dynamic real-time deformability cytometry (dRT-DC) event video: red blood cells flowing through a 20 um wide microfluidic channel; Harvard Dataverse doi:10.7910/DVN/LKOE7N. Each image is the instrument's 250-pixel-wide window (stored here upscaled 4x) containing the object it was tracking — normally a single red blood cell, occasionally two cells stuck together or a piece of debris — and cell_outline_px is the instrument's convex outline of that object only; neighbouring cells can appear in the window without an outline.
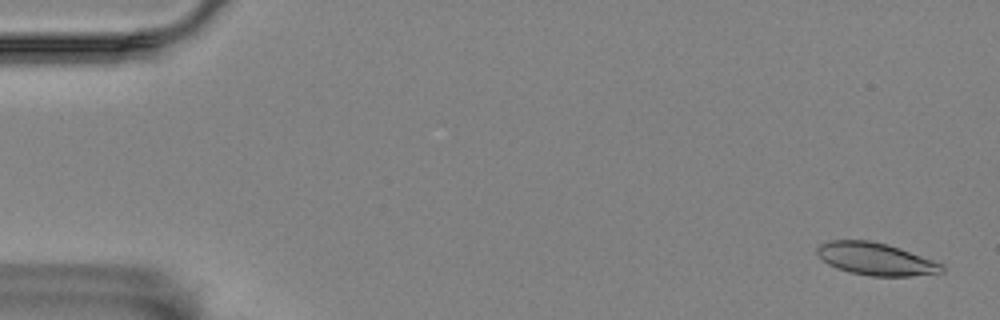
{"species": "Egyptian fruit bat (a non-hibernating species)", "species_latin": "Rousettus aegyptiacus", "temperature_condition": "room temperature", "stored_images_in_passage": 5, "camera_frame_rate_fps": 3000, "um_per_image_px": 0.085, "animal": {"sex": "female"}, "frame": {"image": 1, "passage_image": 1, "time_ms": 0.0, "image_size_px": [1000, 320], "cell_outline_px": [[944, 272], [908, 276], [868, 276], [848, 272], [836, 268], [828, 264], [816, 252], [816, 248], [820, 244], [828, 240], [872, 240], [888, 244], [944, 264]], "centroid_in_image_um": [74.42, 22.01], "position_along_channel_um": 10.6, "area_um2": 23.64}}
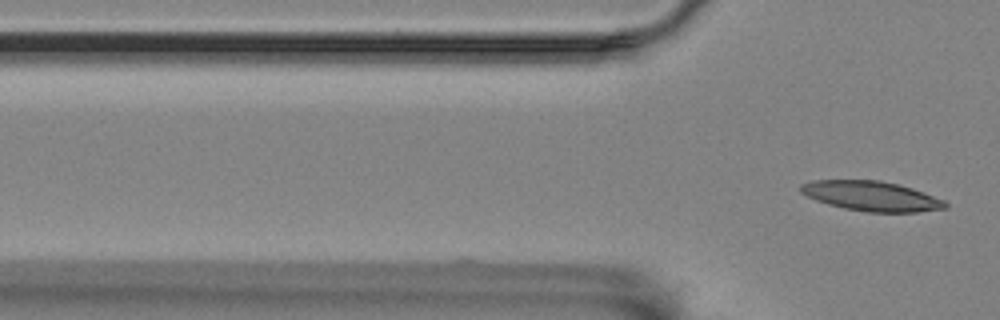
{"frame": {"image": 2, "passage_image": 5, "time_ms": 4.667, "image_size_px": [1000, 320], "cell_outline_px": [[948, 208], [916, 212], [868, 212], [844, 208], [828, 204], [816, 200], [800, 192], [800, 184], [812, 180], [880, 180], [900, 184], [924, 192], [944, 200], [948, 204]], "centroid_in_image_um": [74.08, 16.66], "position_along_channel_um": 51.7, "area_um2": 25.2}}